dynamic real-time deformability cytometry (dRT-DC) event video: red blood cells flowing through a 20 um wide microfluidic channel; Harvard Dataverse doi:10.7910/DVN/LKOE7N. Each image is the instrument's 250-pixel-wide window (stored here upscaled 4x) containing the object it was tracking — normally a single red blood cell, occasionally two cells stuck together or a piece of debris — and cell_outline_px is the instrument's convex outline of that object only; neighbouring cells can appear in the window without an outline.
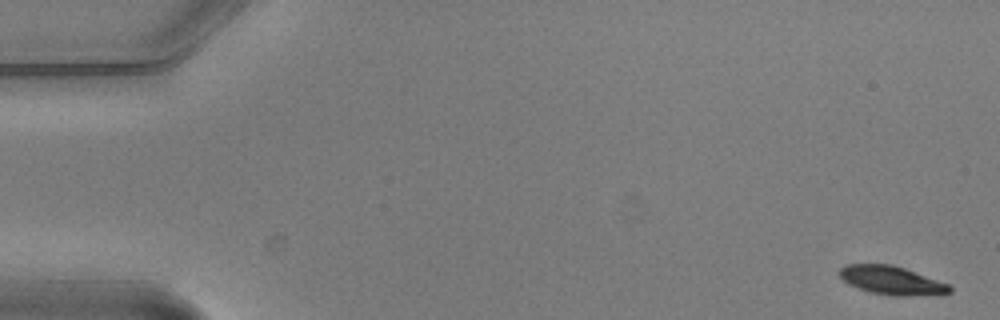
{"species": "common noctule bat (a hibernating species)", "species_latin": "Nyctalus noctula", "temperature_condition": "warm", "stored_images_in_passage": 5, "camera_frame_rate_fps": 3000, "um_per_image_px": 0.085, "animal": {"sex": "male", "body_mass_g": 20.5, "forearm_length_mm": 52.5}, "frame": {"image": 1, "passage_image": 1, "time_ms": 0.0, "image_size_px": [1000, 320], "cell_outline_px": [[952, 292], [940, 296], [892, 296], [868, 292], [848, 284], [840, 276], [840, 268], [848, 264], [892, 264], [904, 268], [948, 284], [952, 288]], "centroid_in_image_um": [75.84, 23.86], "position_along_channel_um": 9.2, "area_um2": 18.55}}
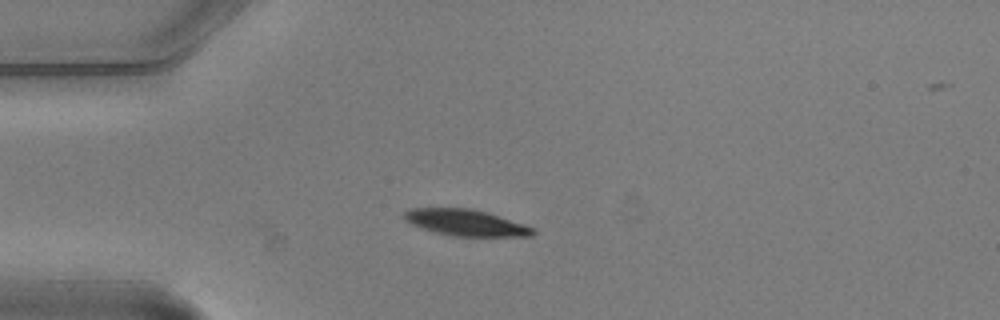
{"frame": {"image": 2, "passage_image": 5, "time_ms": 1.333, "image_size_px": [1000, 320], "cell_outline_px": [[536, 232], [532, 236], [456, 236], [436, 232], [412, 224], [404, 220], [404, 212], [412, 208], [472, 208], [524, 224], [536, 228]], "centroid_in_image_um": [39.62, 18.92], "position_along_channel_um": 45.4, "area_um2": 19.48}}